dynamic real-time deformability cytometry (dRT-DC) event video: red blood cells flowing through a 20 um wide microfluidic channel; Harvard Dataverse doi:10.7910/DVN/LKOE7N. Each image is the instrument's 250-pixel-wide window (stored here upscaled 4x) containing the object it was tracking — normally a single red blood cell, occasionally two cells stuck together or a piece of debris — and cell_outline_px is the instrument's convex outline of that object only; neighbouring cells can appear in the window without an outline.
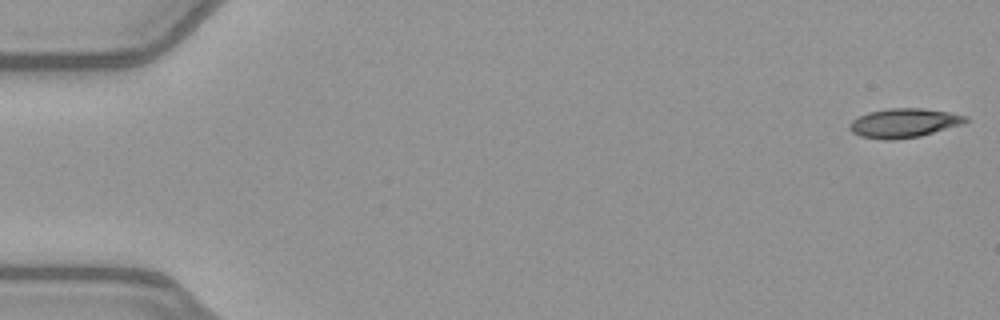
{"species": "common noctule bat (a hibernating species)", "species_latin": "Nyctalus noctula", "temperature_condition": "warm", "stored_images_in_passage": 51, "camera_frame_rate_fps": 3000, "um_per_image_px": 0.085, "animal": {"sex": "female", "body_mass_g": 21.9}, "frame": {"image": 1, "passage_image": 1, "time_ms": 0.0, "image_size_px": [1000, 320], "cell_outline_px": [[968, 120], [964, 124], [920, 136], [892, 140], [884, 140], [860, 136], [852, 132], [848, 128], [852, 120], [856, 116], [868, 112], [888, 108], [920, 108], [948, 112], [968, 116]], "centroid_in_image_um": [76.82, 10.45], "position_along_channel_um": 8.2, "area_um2": 19.83}}
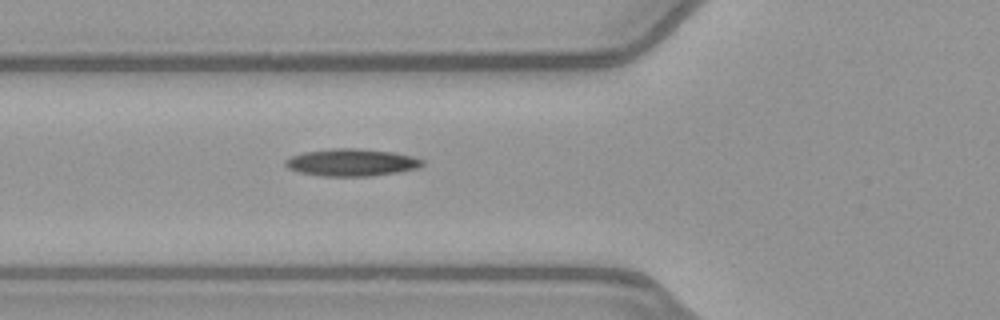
{"frame": {"image": 2, "passage_image": 19, "time_ms": 6.0, "image_size_px": [1000, 320], "cell_outline_px": [[424, 164], [416, 168], [396, 172], [372, 176], [324, 176], [300, 172], [288, 168], [284, 164], [284, 160], [292, 156], [304, 152], [332, 148], [356, 148], [392, 152], [412, 156], [424, 160]], "centroid_in_image_um": [29.87, 13.8], "position_along_channel_um": 95.9, "area_um2": 21.62}}
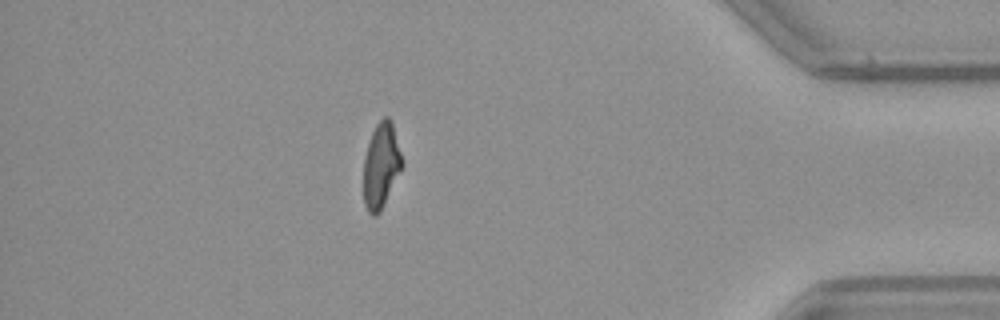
{"frame": {"image": 3, "passage_image": 45, "time_ms": 14.667, "image_size_px": [1000, 320], "cell_outline_px": [[404, 164], [380, 212], [376, 216], [372, 216], [368, 212], [364, 204], [364, 156], [372, 132], [376, 124], [384, 116], [388, 116], [392, 120], [404, 160]], "centroid_in_image_um": [32.41, 14.04], "position_along_channel_um": 402.8, "area_um2": 19.36}, "authors_computed_cell_mechanics": {"area_um2": 20.1722, "velocity_mm_per_s": 4.0293, "shape_relaxation_time_tau1_ms": null, "shape_relaxation_time_tau2_ms": 4.621, "deformation_change_tau1": null, "deformation_change_tau2": 0.143}}